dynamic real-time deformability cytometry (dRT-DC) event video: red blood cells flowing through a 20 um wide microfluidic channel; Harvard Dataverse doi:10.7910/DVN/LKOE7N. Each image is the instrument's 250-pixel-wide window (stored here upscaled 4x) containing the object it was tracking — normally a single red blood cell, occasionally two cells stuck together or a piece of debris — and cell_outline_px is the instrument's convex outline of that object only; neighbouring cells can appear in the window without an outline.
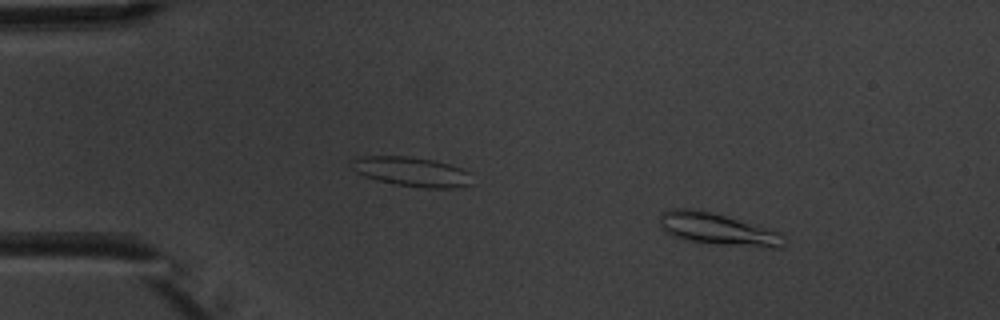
{"species": "common noctule bat (a hibernating species)", "species_latin": "Nyctalus noctula", "temperature_condition": "warm", "stored_images_in_passage": 9, "camera_frame_rate_fps": 3000, "um_per_image_px": 0.085, "animal": {"sex": "male", "body_mass_g": 20.1, "forearm_length_mm": 53.5}, "frame": {"image": 1, "passage_image": 2, "time_ms": 1.0, "image_size_px": [1000, 320], "cell_outline_px": [[788, 244], [780, 248], [768, 248], [716, 244], [688, 240], [672, 236], [664, 232], [660, 228], [660, 212], [672, 208], [692, 208], [712, 212], [784, 232]], "centroid_in_image_um": [61.07, 19.48], "position_along_channel_um": 23.9, "area_um2": 23.81}}
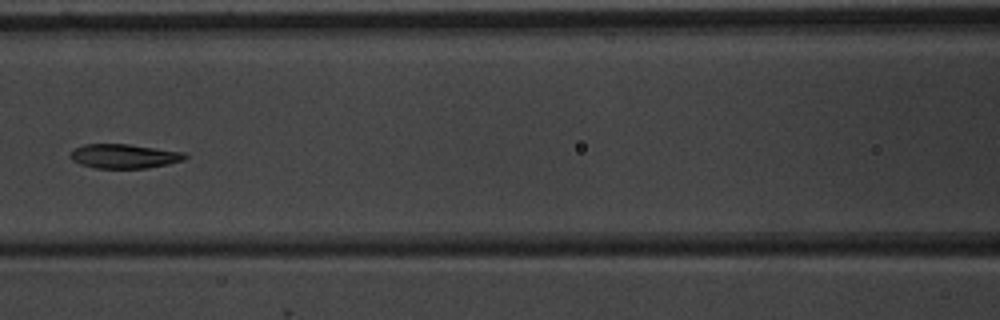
{"frame": {"image": 2, "passage_image": 6, "time_ms": 6.667, "image_size_px": [1000, 320], "cell_outline_px": [[188, 156], [184, 160], [168, 164], [148, 168], [96, 168], [80, 164], [72, 160], [68, 156], [76, 148], [84, 144], [128, 144], [184, 152]], "centroid_in_image_um": [10.56, 13.28], "position_along_channel_um": 156.0, "area_um2": 16.18}}
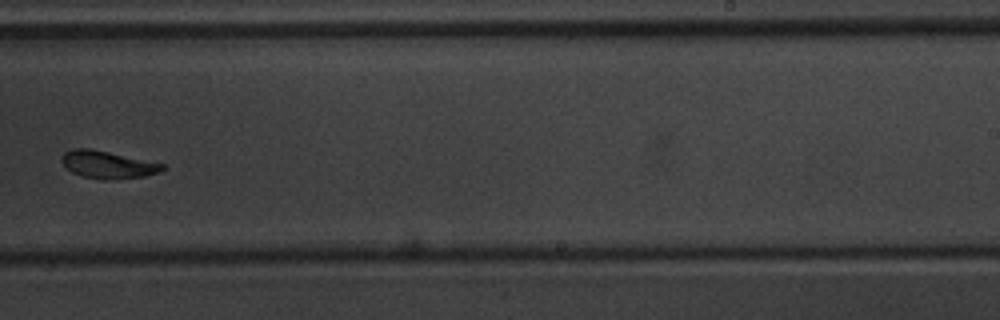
{"frame": {"image": 3, "passage_image": 9, "time_ms": 10.0, "image_size_px": [1000, 320], "cell_outline_px": [[168, 168], [160, 172], [144, 176], [108, 180], [104, 180], [84, 176], [72, 172], [60, 160], [60, 156], [64, 152], [72, 148], [88, 148], [108, 152], [164, 164]], "centroid_in_image_um": [9.15, 13.99], "position_along_channel_um": 279.8, "area_um2": 16.01}}